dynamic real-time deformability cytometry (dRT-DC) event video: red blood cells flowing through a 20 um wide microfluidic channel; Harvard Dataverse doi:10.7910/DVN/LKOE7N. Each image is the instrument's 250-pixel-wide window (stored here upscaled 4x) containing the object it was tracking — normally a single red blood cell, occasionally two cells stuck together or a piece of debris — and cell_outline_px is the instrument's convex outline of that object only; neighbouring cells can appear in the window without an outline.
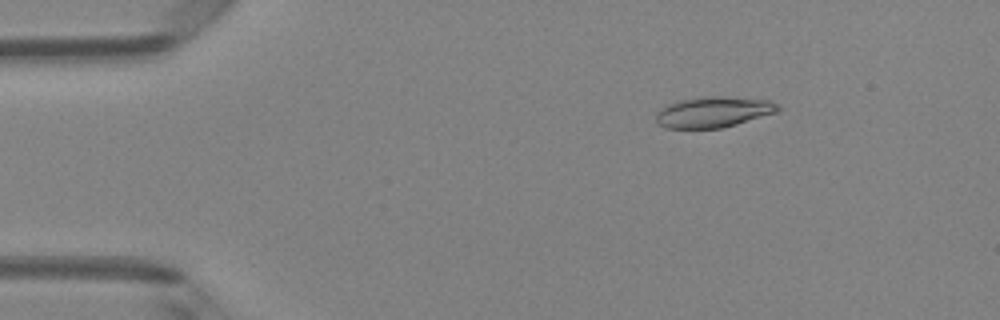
{"species": "Egyptian fruit bat (a non-hibernating species)", "species_latin": "Rousettus aegyptiacus", "temperature_condition": "room temperature", "stored_images_in_passage": 8, "camera_frame_rate_fps": 3000, "um_per_image_px": 0.085, "animal": {"sex": "female"}, "frame": {"image": 1, "passage_image": 2, "time_ms": 0.333, "image_size_px": [1000, 320], "cell_outline_px": [[780, 108], [776, 112], [736, 124], [720, 128], [664, 128], [656, 124], [656, 112], [660, 108], [668, 104], [680, 100], [704, 96], [724, 96], [768, 100], [780, 104]], "centroid_in_image_um": [60.6, 9.52], "position_along_channel_um": 24.4, "area_um2": 21.91}}
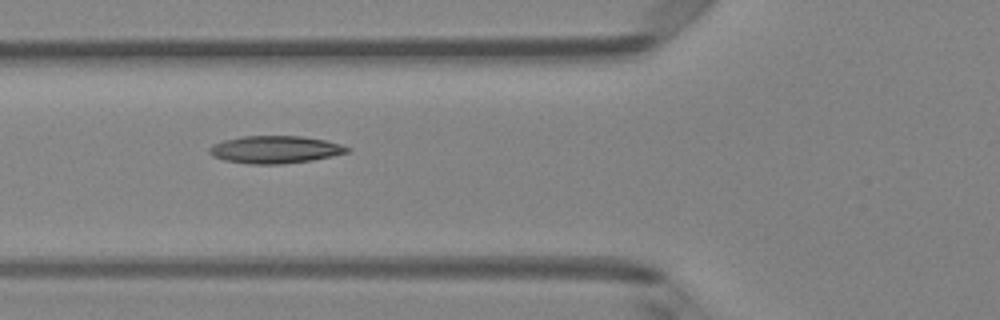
{"frame": {"image": 2, "passage_image": 5, "time_ms": 1.333, "image_size_px": [1000, 320], "cell_outline_px": [[352, 148], [348, 152], [332, 156], [312, 160], [280, 164], [248, 164], [224, 160], [212, 156], [208, 152], [208, 148], [212, 144], [224, 140], [244, 136], [300, 136], [324, 140], [340, 144]], "centroid_in_image_um": [23.35, 12.71], "position_along_channel_um": 102.4, "area_um2": 22.08}}
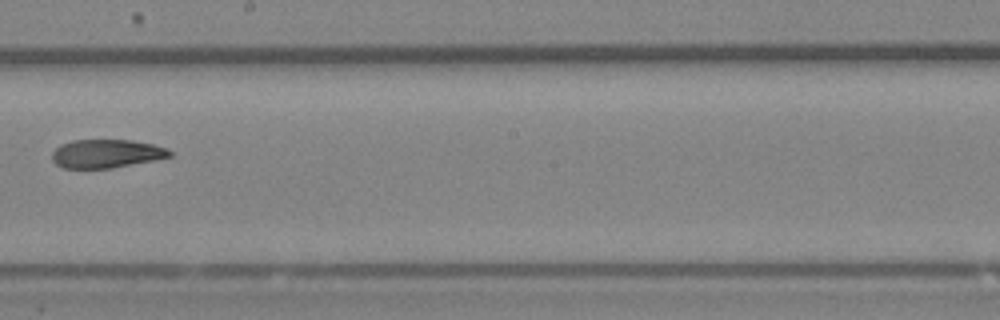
{"frame": {"image": 3, "passage_image": 8, "time_ms": 2.333, "image_size_px": [1000, 320], "cell_outline_px": [[172, 156], [156, 160], [112, 168], [64, 168], [56, 164], [52, 160], [52, 152], [60, 144], [72, 140], [132, 140], [152, 144], [164, 148], [172, 152]], "centroid_in_image_um": [9.03, 13.06], "position_along_channel_um": 239.2, "area_um2": 19.54}}